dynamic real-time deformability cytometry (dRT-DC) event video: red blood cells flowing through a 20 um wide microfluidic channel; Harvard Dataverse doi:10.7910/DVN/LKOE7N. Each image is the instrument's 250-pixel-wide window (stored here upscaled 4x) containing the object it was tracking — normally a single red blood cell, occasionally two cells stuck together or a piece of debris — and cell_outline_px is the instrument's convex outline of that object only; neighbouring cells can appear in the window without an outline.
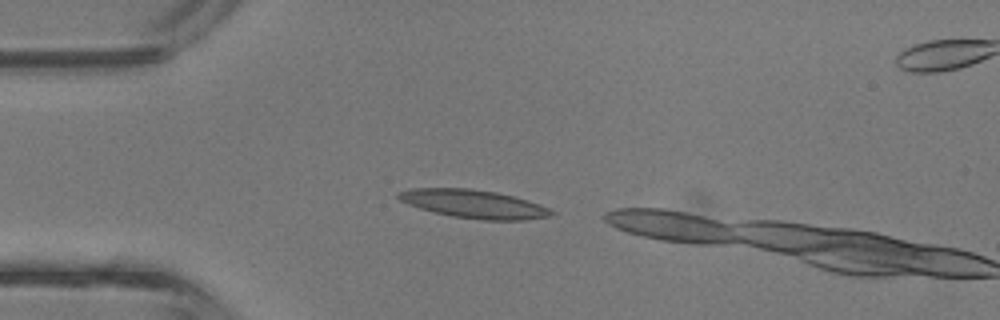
{"species": "common noctule bat (a hibernating species)", "species_latin": "Nyctalus noctula", "temperature_condition": "room temperature", "stored_images_in_passage": 2, "camera_frame_rate_fps": 3000, "um_per_image_px": 0.085, "animal": {"sex": "male", "body_mass_g": 13.3}, "frame": {"image": 1, "passage_image": 1, "time_ms": 0.0, "image_size_px": [1000, 320], "cell_outline_px": [[556, 212], [552, 216], [524, 220], [484, 220], [452, 216], [420, 208], [408, 204], [400, 200], [396, 196], [396, 192], [412, 188], [468, 188], [496, 192], [528, 200], [540, 204]], "centroid_in_image_um": [40.28, 17.33], "position_along_channel_um": 44.7, "area_um2": 25.2}}